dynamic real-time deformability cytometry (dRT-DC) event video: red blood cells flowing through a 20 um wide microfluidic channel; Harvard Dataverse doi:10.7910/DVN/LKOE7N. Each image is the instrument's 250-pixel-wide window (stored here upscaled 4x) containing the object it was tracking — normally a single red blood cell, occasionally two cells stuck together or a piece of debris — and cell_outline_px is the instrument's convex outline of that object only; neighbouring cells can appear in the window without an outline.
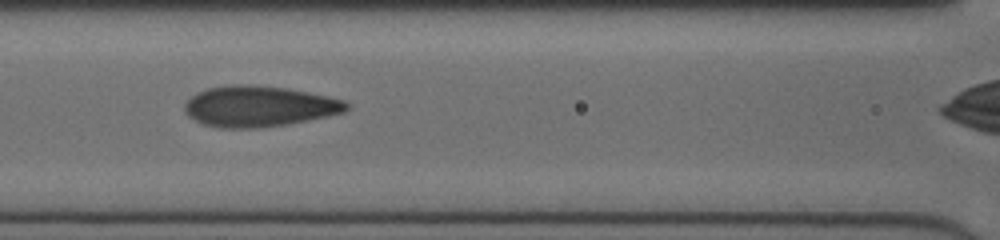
{"species": "human", "species_latin": "Homo sapiens", "temperature_condition": "cold", "stored_images_in_passage": 44, "camera_frame_rate_fps": 3000, "um_per_image_px": 0.085, "donor": {"sex": "female"}, "frame": {"image": 1, "passage_image": 22, "time_ms": 7.0, "image_size_px": [1000, 240], "cell_outline_px": [[348, 108], [344, 112], [328, 116], [284, 124], [256, 128], [220, 128], [204, 124], [188, 116], [184, 112], [184, 104], [196, 92], [208, 88], [232, 84], [248, 84], [288, 88], [328, 96], [344, 100], [348, 104]], "centroid_in_image_um": [21.99, 9.03], "position_along_channel_um": 144.6, "area_um2": 38.38}}
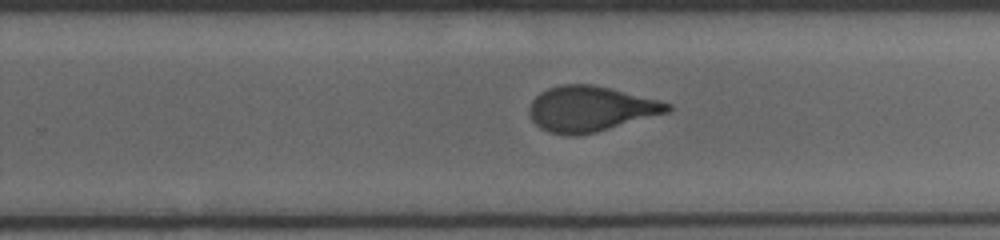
{"frame": {"image": 2, "passage_image": 32, "time_ms": 10.333, "image_size_px": [1000, 240], "cell_outline_px": [[672, 108], [668, 112], [596, 132], [580, 136], [568, 136], [548, 132], [540, 128], [532, 120], [528, 112], [528, 108], [532, 100], [540, 92], [548, 88], [564, 84], [592, 84], [660, 100], [672, 104]], "centroid_in_image_um": [50.16, 9.26], "position_along_channel_um": 279.6, "area_um2": 36.59}}
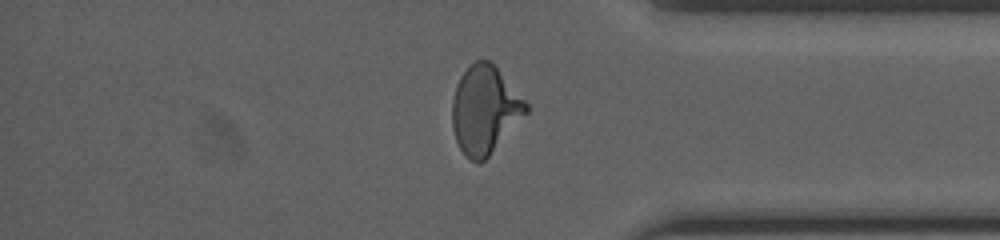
{"frame": {"image": 3, "passage_image": 41, "time_ms": 13.333, "image_size_px": [1000, 240], "cell_outline_px": [[528, 112], [488, 156], [480, 164], [476, 164], [460, 148], [456, 140], [452, 128], [452, 100], [456, 84], [460, 76], [468, 64], [476, 60], [492, 60], [528, 104]], "centroid_in_image_um": [41.19, 9.29], "position_along_channel_um": 394.0, "area_um2": 37.92}}